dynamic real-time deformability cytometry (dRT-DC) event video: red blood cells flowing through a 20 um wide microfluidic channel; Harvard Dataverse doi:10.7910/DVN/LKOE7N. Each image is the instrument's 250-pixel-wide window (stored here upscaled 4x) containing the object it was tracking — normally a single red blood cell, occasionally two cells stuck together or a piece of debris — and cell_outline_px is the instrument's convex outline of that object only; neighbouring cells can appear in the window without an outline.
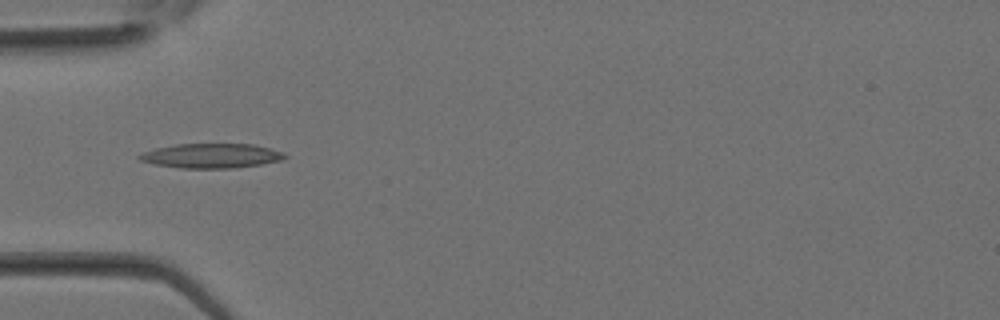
{"species": "Egyptian fruit bat (a non-hibernating species)", "species_latin": "Rousettus aegyptiacus", "temperature_condition": "room temperature", "stored_images_in_passage": 24, "camera_frame_rate_fps": 3000, "um_per_image_px": 0.085, "animal": {"sex": "female"}, "frame": {"image": 1, "passage_image": 1, "time_ms": 0.0, "image_size_px": [1000, 320], "cell_outline_px": [[288, 156], [280, 160], [260, 164], [232, 168], [180, 168], [156, 164], [140, 160], [136, 156], [144, 152], [156, 148], [176, 144], [252, 144], [284, 152]], "centroid_in_image_um": [17.96, 13.24], "position_along_channel_um": 67.0, "area_um2": 20.58}}
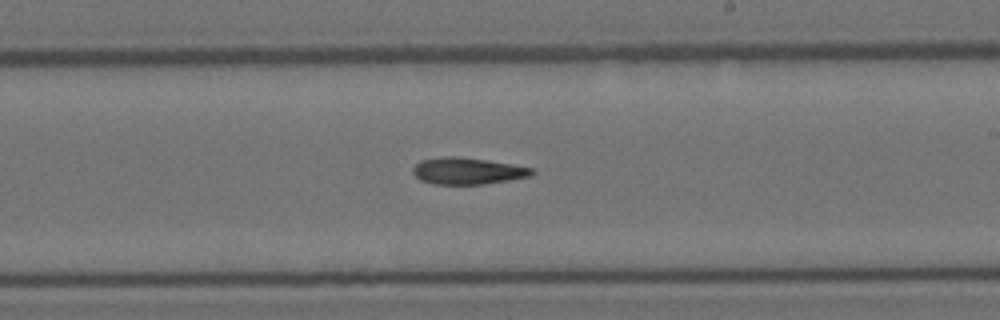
{"frame": {"image": 2, "passage_image": 10, "time_ms": 3.0, "image_size_px": [1000, 320], "cell_outline_px": [[536, 172], [532, 176], [484, 184], [432, 184], [420, 180], [412, 172], [412, 168], [420, 160], [440, 156], [456, 156], [488, 160], [536, 168]], "centroid_in_image_um": [39.76, 14.52], "position_along_channel_um": 249.2, "area_um2": 18.79}}
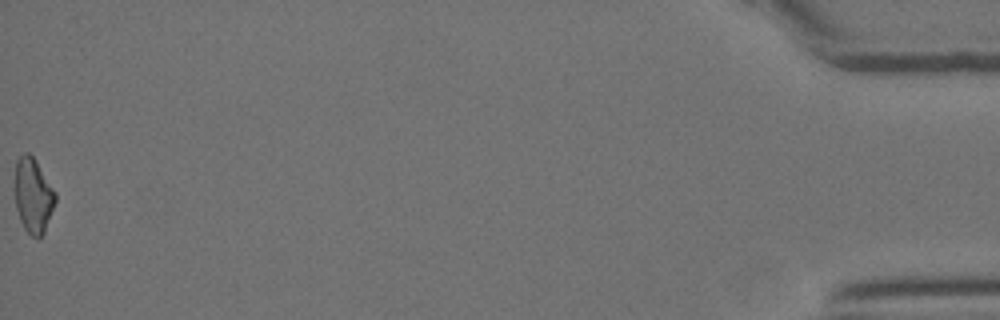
{"frame": {"image": 3, "passage_image": 24, "time_ms": 7.667, "image_size_px": [1000, 320], "cell_outline_px": [[56, 200], [44, 232], [40, 236], [32, 236], [24, 228], [20, 220], [16, 208], [16, 160], [24, 152], [28, 152], [32, 156], [56, 192]], "centroid_in_image_um": [2.82, 16.61], "position_along_channel_um": 432.4, "area_um2": 17.17}}